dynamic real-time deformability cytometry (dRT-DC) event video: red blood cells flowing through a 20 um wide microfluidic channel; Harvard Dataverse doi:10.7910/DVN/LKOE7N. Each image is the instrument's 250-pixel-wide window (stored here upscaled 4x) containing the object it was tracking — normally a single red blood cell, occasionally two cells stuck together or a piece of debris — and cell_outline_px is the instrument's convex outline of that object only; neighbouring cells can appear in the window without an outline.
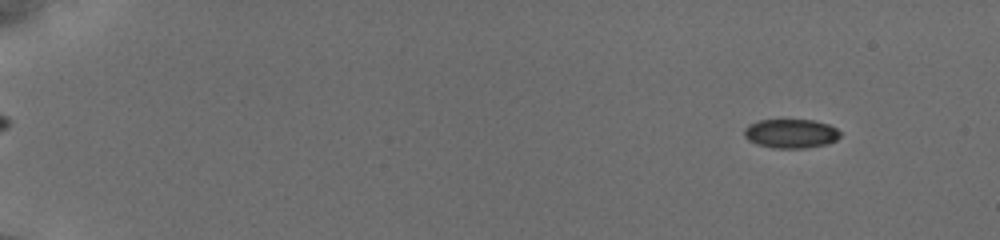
{"species": "common noctule bat (a hibernating species)", "species_latin": "Nyctalus noctula", "temperature_condition": "cold", "stored_images_in_passage": 20, "camera_frame_rate_fps": 3000, "um_per_image_px": 0.085, "animal": {"sex": "female", "body_mass_g": 19.5, "forearm_length_mm": 54.1}, "frame": {"image": 1, "passage_image": 4, "time_ms": 1.333, "image_size_px": [1000, 240], "cell_outline_px": [[840, 136], [836, 140], [828, 144], [804, 148], [772, 148], [756, 144], [748, 140], [744, 136], [744, 128], [748, 124], [760, 120], [812, 120], [828, 124], [836, 128], [840, 132]], "centroid_in_image_um": [67.21, 11.36], "position_along_channel_um": 17.8, "area_um2": 16.36}}
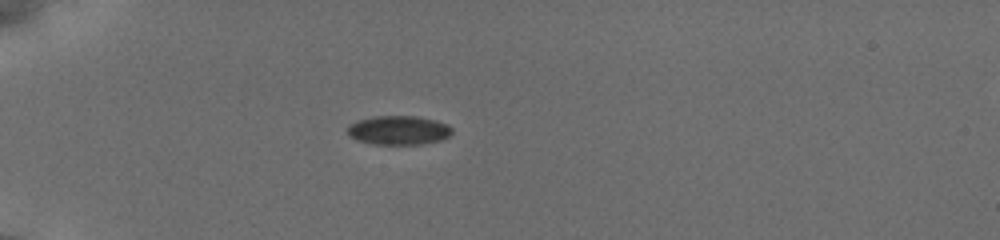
{"frame": {"image": 2, "passage_image": 14, "time_ms": 5.333, "image_size_px": [1000, 240], "cell_outline_px": [[452, 132], [448, 136], [440, 140], [420, 144], [372, 144], [356, 140], [348, 136], [348, 128], [356, 120], [376, 116], [416, 116], [436, 120], [448, 124], [452, 128]], "centroid_in_image_um": [33.88, 11.07], "position_along_channel_um": 51.1, "area_um2": 17.69}}
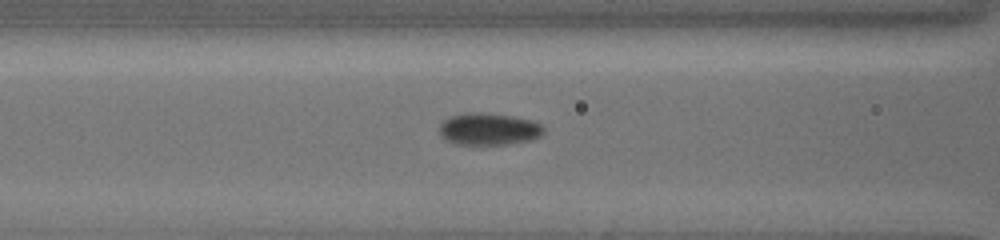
{"frame": {"image": 3, "passage_image": 20, "time_ms": 8.0, "image_size_px": [1000, 240], "cell_outline_px": [[544, 132], [540, 136], [532, 140], [508, 144], [456, 144], [440, 136], [440, 124], [444, 120], [452, 116], [468, 112], [480, 112], [512, 116], [532, 120], [540, 124], [544, 128]], "centroid_in_image_um": [41.56, 10.97], "position_along_channel_um": 125.0, "area_um2": 19.42}}